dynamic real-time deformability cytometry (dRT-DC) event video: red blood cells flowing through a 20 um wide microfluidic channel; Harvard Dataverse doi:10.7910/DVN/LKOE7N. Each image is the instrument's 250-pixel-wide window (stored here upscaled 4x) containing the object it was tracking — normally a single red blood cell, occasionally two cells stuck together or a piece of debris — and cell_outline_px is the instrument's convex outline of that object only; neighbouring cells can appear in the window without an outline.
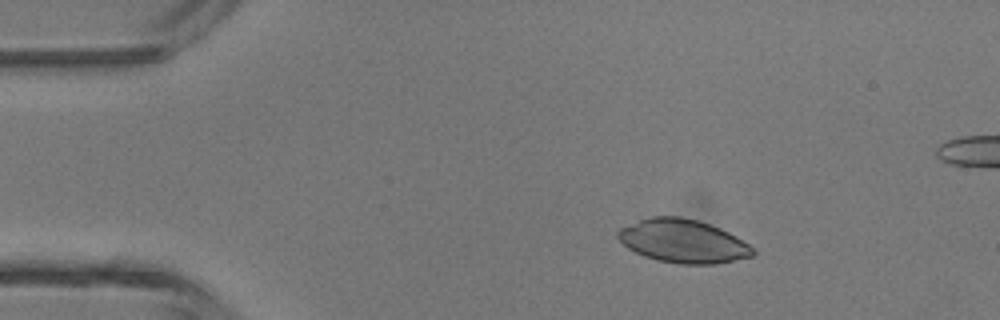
{"species": "common noctule bat (a hibernating species)", "species_latin": "Nyctalus noctula", "temperature_condition": "room temperature", "stored_images_in_passage": 4, "camera_frame_rate_fps": 3000, "um_per_image_px": 0.085, "animal": {"sex": "male", "body_mass_g": 13.3}, "frame": {"image": 1, "passage_image": 2, "time_ms": 0.333, "image_size_px": [1000, 320], "cell_outline_px": [[756, 252], [752, 256], [716, 264], [680, 264], [656, 260], [644, 256], [628, 248], [616, 236], [616, 232], [620, 228], [648, 216], [680, 216], [700, 220], [720, 228], [736, 236], [748, 244]], "centroid_in_image_um": [58.04, 20.48], "position_along_channel_um": 27.0, "area_um2": 34.22}}